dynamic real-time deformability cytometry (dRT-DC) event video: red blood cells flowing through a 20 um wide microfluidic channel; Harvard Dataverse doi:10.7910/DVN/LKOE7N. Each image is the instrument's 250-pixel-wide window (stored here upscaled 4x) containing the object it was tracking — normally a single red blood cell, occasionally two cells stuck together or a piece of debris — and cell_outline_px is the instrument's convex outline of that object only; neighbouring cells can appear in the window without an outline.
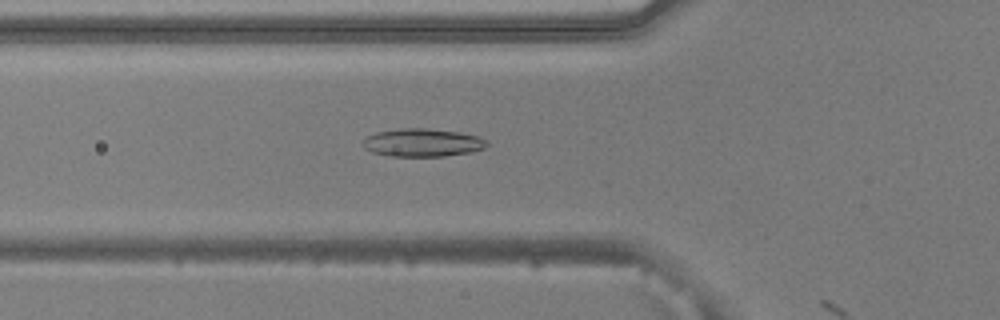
{"species": "common noctule bat (a hibernating species)", "species_latin": "Nyctalus noctula", "temperature_condition": "warm", "stored_images_in_passage": 4, "camera_frame_rate_fps": 3000, "um_per_image_px": 0.085, "animal": {"sex": "male", "body_mass_g": 20.5, "forearm_length_mm": 52.5}, "frame": {"image": 1, "passage_image": 3, "time_ms": 0.667, "image_size_px": [1000, 320], "cell_outline_px": [[488, 144], [484, 148], [472, 152], [444, 156], [388, 156], [372, 152], [364, 148], [360, 144], [368, 136], [376, 132], [400, 128], [424, 128], [460, 132], [480, 136], [488, 140]], "centroid_in_image_um": [35.92, 12.12], "position_along_channel_um": 89.9, "area_um2": 20.46}}